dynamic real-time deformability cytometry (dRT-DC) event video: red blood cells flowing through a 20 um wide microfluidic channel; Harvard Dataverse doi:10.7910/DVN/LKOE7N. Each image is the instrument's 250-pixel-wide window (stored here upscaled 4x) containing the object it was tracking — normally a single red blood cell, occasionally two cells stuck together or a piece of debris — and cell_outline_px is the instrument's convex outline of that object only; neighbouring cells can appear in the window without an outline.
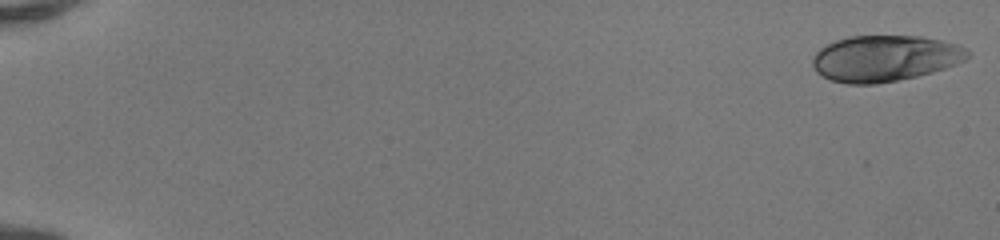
{"species": "human", "species_latin": "Homo sapiens", "temperature_condition": "room temperature", "stored_images_in_passage": 50, "camera_frame_rate_fps": 3000, "um_per_image_px": 0.085, "donor": {"sex": "female"}, "frame": {"image": 1, "passage_image": 1, "time_ms": 0.0, "image_size_px": [1000, 240], "cell_outline_px": [[972, 52], [964, 60], [956, 64], [932, 72], [916, 76], [876, 84], [848, 84], [832, 80], [816, 72], [812, 64], [812, 60], [816, 52], [820, 48], [836, 40], [848, 36], [920, 36], [944, 40], [968, 48]], "centroid_in_image_um": [75.23, 4.95], "position_along_channel_um": 9.8, "area_um2": 41.67}}
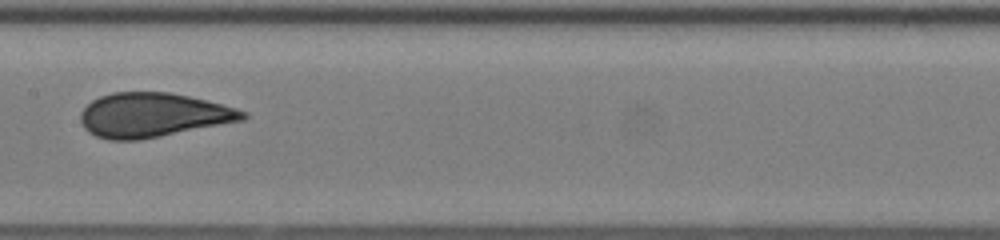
{"frame": {"image": 2, "passage_image": 28, "time_ms": 9.0, "image_size_px": [1000, 240], "cell_outline_px": [[248, 116], [244, 120], [140, 140], [108, 140], [96, 136], [88, 132], [84, 128], [80, 120], [80, 112], [92, 100], [100, 96], [112, 92], [168, 92], [188, 96], [236, 108], [248, 112]], "centroid_in_image_um": [12.97, 9.78], "position_along_channel_um": 194.4, "area_um2": 41.79}}
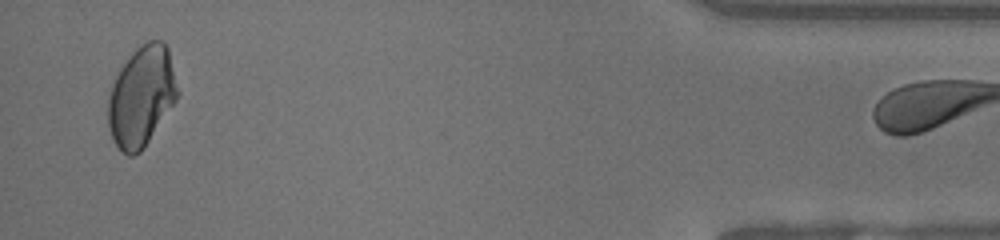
{"frame": {"image": 3, "passage_image": 49, "time_ms": 16.0, "image_size_px": [1000, 240], "cell_outline_px": [[180, 92], [176, 100], [140, 152], [132, 156], [128, 156], [120, 152], [112, 140], [108, 128], [108, 100], [112, 84], [120, 68], [132, 52], [140, 44], [148, 40], [164, 40], [168, 48]], "centroid_in_image_um": [12.02, 8.18], "position_along_channel_um": 423.2, "area_um2": 40.75}}